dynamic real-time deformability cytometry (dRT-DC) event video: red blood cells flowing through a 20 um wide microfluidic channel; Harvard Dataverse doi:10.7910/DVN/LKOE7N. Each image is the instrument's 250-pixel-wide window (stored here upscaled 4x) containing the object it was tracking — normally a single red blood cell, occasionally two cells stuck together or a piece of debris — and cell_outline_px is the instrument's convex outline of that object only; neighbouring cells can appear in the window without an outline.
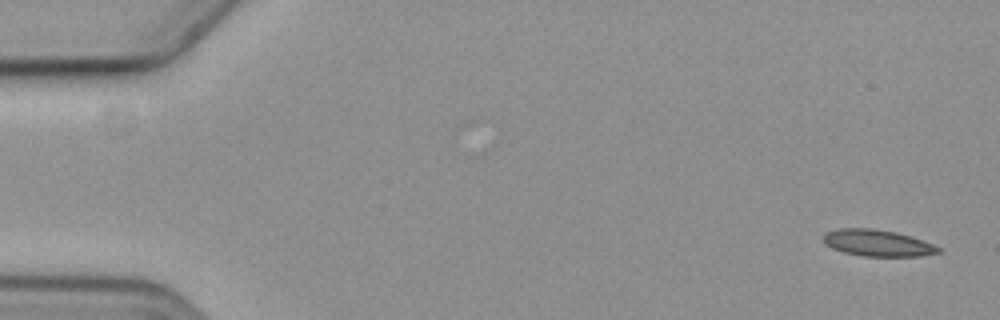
{"species": "common noctule bat (a hibernating species)", "species_latin": "Nyctalus noctula", "temperature_condition": "cold", "stored_images_in_passage": 6, "segment_of_instrument_passage": [1, 2], "camera_frame_rate_fps": 3000, "um_per_image_px": 0.085, "animal": {"sex": "female", "body_mass_g": 19.3, "forearm_length_mm": 54.1}, "frame": {"image": 1, "passage_image": 1, "time_ms": 0.0, "image_size_px": [1000, 320], "cell_outline_px": [[944, 252], [920, 256], [860, 256], [844, 252], [832, 248], [824, 244], [824, 232], [836, 228], [872, 228], [896, 232], [944, 248]], "centroid_in_image_um": [74.59, 20.66], "position_along_channel_um": 10.4, "area_um2": 17.92}}
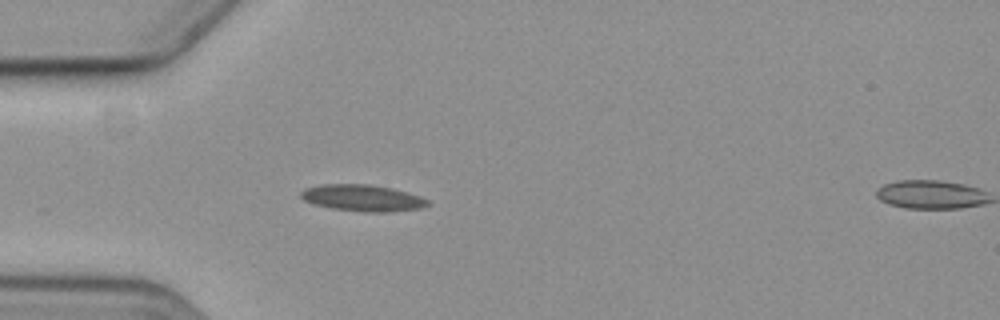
{"frame": {"image": 2, "passage_image": 5, "time_ms": 5.0, "image_size_px": [1000, 320], "cell_outline_px": [[432, 204], [420, 208], [392, 212], [364, 212], [332, 208], [312, 204], [304, 200], [300, 196], [300, 192], [304, 188], [320, 184], [368, 184], [392, 188], [420, 196], [428, 200]], "centroid_in_image_um": [30.8, 16.83], "position_along_channel_um": 54.2, "area_um2": 19.77}}